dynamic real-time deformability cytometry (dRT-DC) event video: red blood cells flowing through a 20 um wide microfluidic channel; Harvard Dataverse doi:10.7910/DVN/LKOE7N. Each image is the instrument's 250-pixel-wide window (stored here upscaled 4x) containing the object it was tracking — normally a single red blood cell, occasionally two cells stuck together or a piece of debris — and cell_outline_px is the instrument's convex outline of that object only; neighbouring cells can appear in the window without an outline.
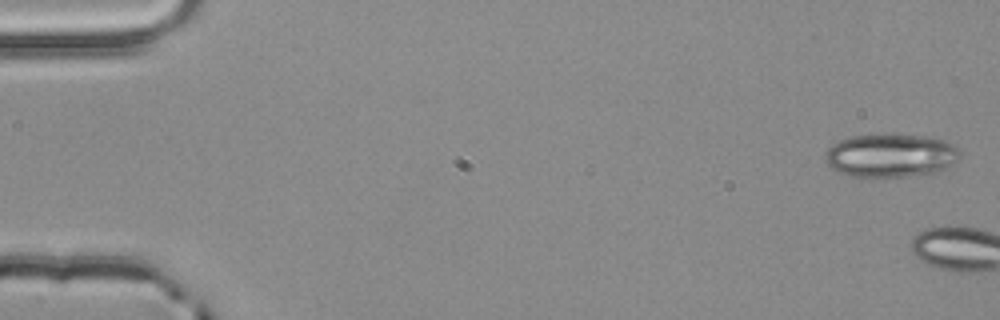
{"species": "common noctule bat (a hibernating species)", "species_latin": "Nyctalus noctula", "temperature_condition": "room temperature", "stored_images_in_passage": 4, "camera_frame_rate_fps": 3000, "um_per_image_px": 0.085, "animal": {"sex": "male", "body_mass_g": 20.4}, "frame": {"image": 1, "passage_image": 1, "time_ms": 0.0, "image_size_px": [1000, 320], "cell_outline_px": [[960, 156], [956, 160], [944, 168], [936, 172], [884, 180], [852, 176], [836, 172], [824, 160], [824, 152], [836, 140], [852, 136], [924, 136], [944, 140], [952, 144], [960, 152]], "centroid_in_image_um": [75.63, 13.27], "position_along_channel_um": 9.4, "area_um2": 34.33}}